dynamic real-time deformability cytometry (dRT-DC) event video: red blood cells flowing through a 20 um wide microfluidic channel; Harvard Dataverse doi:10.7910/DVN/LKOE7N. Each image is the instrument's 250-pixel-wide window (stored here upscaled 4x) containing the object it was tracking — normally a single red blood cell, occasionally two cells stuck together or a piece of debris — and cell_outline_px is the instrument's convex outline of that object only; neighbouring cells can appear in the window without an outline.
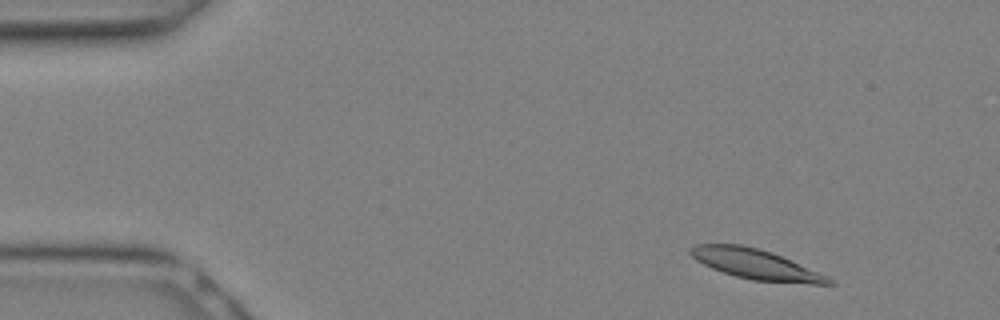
{"species": "Egyptian fruit bat (a non-hibernating species)", "species_latin": "Rousettus aegyptiacus", "temperature_condition": "warm", "stored_images_in_passage": 9, "camera_frame_rate_fps": 3000, "um_per_image_px": 0.085, "animal": {"sex": "female"}, "frame": {"image": 1, "passage_image": 2, "time_ms": 0.333, "image_size_px": [1000, 320], "cell_outline_px": [[836, 284], [812, 284], [752, 280], [736, 276], [712, 268], [696, 260], [688, 252], [688, 248], [696, 244], [740, 244], [760, 248], [772, 252], [792, 260], [828, 276]], "centroid_in_image_um": [64.24, 22.45], "position_along_channel_um": 20.8, "area_um2": 24.22}}
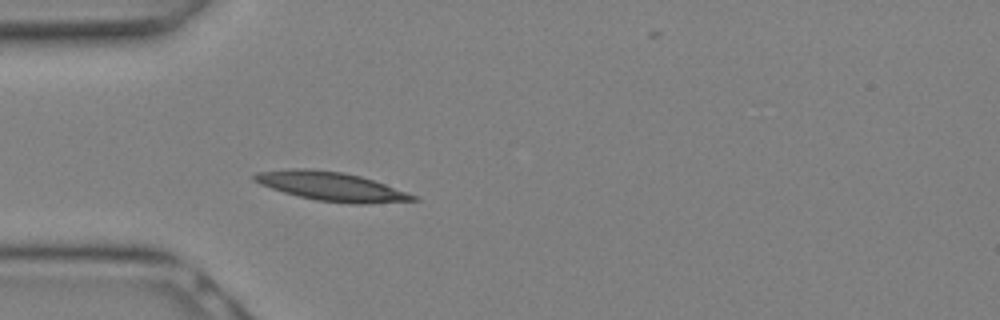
{"frame": {"image": 2, "passage_image": 7, "time_ms": 2.0, "image_size_px": [1000, 320], "cell_outline_px": [[420, 200], [364, 204], [348, 204], [316, 200], [284, 192], [260, 184], [252, 180], [252, 176], [256, 172], [288, 168], [308, 168], [344, 172], [360, 176], [420, 196]], "centroid_in_image_um": [28.17, 15.84], "position_along_channel_um": 56.8, "area_um2": 26.88}}